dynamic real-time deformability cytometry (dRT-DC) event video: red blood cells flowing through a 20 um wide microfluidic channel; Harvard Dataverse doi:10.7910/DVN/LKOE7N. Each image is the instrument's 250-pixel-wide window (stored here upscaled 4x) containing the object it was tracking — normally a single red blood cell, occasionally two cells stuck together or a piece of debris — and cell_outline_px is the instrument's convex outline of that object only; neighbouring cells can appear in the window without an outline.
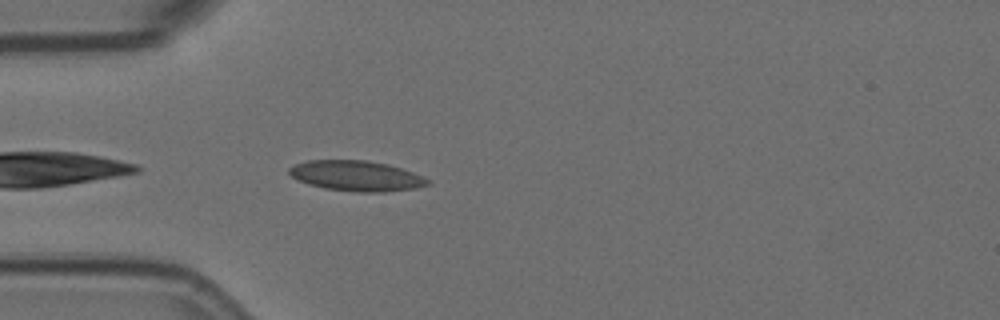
{"species": "Egyptian fruit bat (a non-hibernating species)", "species_latin": "Rousettus aegyptiacus", "temperature_condition": "room temperature", "stored_images_in_passage": 3, "camera_frame_rate_fps": 3000, "um_per_image_px": 0.085, "animal": {"sex": "female"}, "frame": {"image": 1, "passage_image": 2, "time_ms": 0.333, "image_size_px": [1000, 320], "cell_outline_px": [[432, 184], [416, 188], [384, 192], [356, 192], [324, 188], [308, 184], [296, 180], [288, 172], [288, 168], [292, 164], [308, 160], [368, 160], [388, 164], [412, 172], [428, 180]], "centroid_in_image_um": [30.24, 14.94], "position_along_channel_um": 54.8, "area_um2": 24.62}}